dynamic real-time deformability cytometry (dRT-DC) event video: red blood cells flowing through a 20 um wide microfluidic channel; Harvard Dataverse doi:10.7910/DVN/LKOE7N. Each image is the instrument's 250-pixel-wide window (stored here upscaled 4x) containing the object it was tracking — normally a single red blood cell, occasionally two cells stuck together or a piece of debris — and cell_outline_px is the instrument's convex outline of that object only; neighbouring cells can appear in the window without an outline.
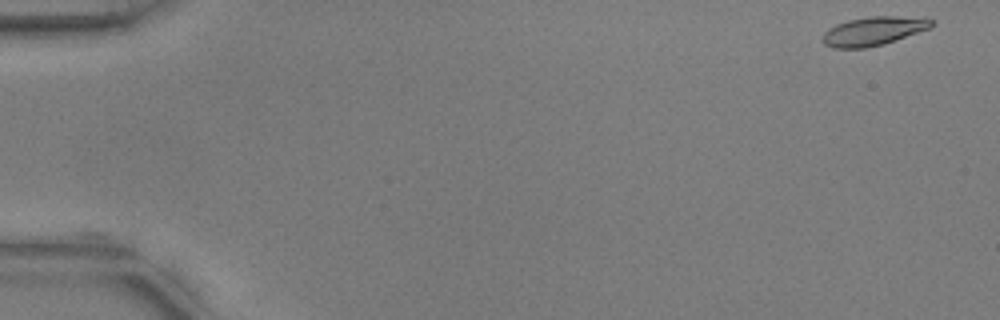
{"species": "common noctule bat (a hibernating species)", "species_latin": "Nyctalus noctula", "temperature_condition": "warm", "stored_images_in_passage": 9, "camera_frame_rate_fps": 3000, "um_per_image_px": 0.085, "animal": {"sex": "male", "body_mass_g": 17.9, "forearm_length_mm": 54.2}, "frame": {"image": 1, "passage_image": 1, "time_ms": 0.0, "image_size_px": [1000, 320], "cell_outline_px": [[932, 28], [884, 44], [868, 48], [832, 48], [824, 44], [824, 32], [828, 28], [836, 24], [848, 20], [872, 16], [896, 16], [932, 20]], "centroid_in_image_um": [74.21, 2.66], "position_along_channel_um": 10.8, "area_um2": 18.09}}